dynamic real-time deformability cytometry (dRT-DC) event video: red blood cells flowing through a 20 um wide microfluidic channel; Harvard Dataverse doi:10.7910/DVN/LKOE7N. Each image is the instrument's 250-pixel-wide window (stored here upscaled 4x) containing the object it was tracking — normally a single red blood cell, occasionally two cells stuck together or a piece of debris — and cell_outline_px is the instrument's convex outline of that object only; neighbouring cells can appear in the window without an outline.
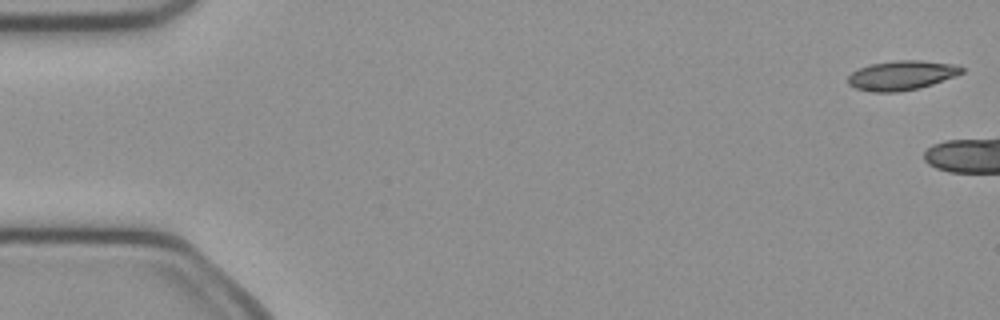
{"species": "common noctule bat (a hibernating species)", "species_latin": "Nyctalus noctula", "temperature_condition": "cold", "stored_images_in_passage": 6, "camera_frame_rate_fps": 3000, "um_per_image_px": 0.085, "animal": {"sex": "female", "body_mass_g": 21.9}, "frame": {"image": 1, "passage_image": 1, "time_ms": 0.0, "image_size_px": [1000, 320], "cell_outline_px": [[964, 72], [956, 76], [920, 88], [896, 92], [872, 92], [856, 88], [848, 84], [848, 76], [852, 72], [860, 68], [872, 64], [896, 60], [920, 60], [952, 64], [964, 68]], "centroid_in_image_um": [76.64, 6.41], "position_along_channel_um": 8.4, "area_um2": 19.42}}